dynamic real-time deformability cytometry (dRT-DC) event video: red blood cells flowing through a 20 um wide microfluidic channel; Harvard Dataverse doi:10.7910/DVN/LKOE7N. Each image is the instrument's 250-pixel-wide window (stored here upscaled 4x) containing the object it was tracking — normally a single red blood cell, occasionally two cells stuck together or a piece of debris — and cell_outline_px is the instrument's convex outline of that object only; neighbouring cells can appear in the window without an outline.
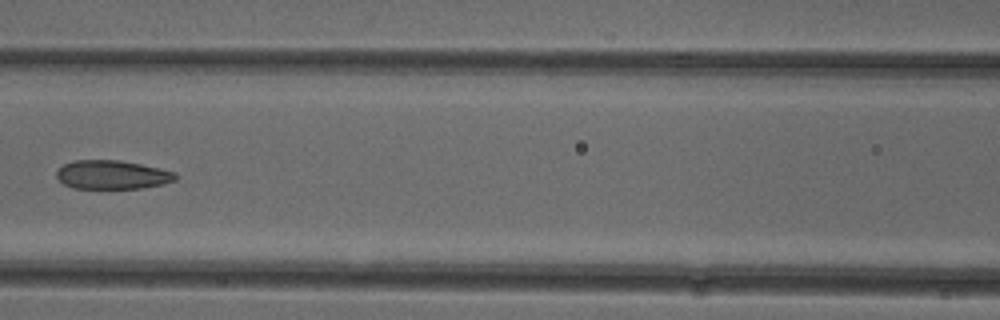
{"species": "common noctule bat (a hibernating species)", "species_latin": "Nyctalus noctula", "temperature_condition": "cold", "stored_images_in_passage": 6, "camera_frame_rate_fps": 3000, "um_per_image_px": 0.085, "animal": {"sex": "female"}, "frame": {"image": 1, "passage_image": 6, "time_ms": 6.667, "image_size_px": [1000, 320], "cell_outline_px": [[180, 176], [176, 180], [164, 184], [144, 188], [72, 188], [64, 184], [56, 176], [56, 172], [64, 164], [72, 160], [120, 160], [160, 168], [176, 172]], "centroid_in_image_um": [9.58, 14.85], "position_along_channel_um": 157.0, "area_um2": 20.11}}